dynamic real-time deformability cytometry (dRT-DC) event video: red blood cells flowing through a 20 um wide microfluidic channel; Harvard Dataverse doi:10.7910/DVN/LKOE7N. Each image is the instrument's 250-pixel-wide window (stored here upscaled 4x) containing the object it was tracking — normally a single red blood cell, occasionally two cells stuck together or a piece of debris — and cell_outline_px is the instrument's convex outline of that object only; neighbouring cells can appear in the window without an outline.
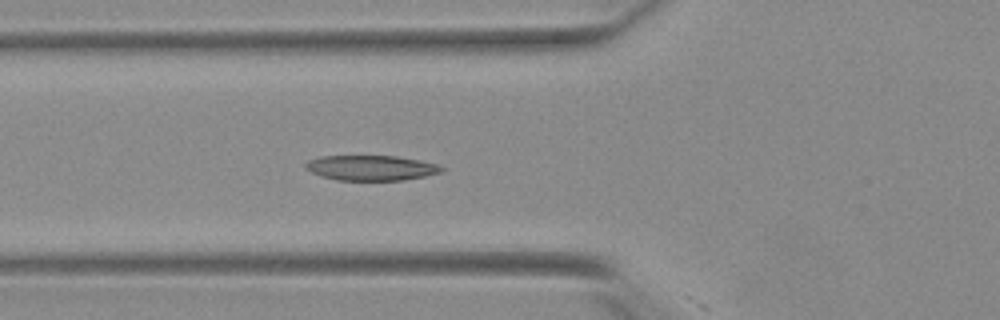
{"species": "Egyptian fruit bat (a non-hibernating species)", "species_latin": "Rousettus aegyptiacus", "temperature_condition": "warm", "stored_images_in_passage": 21, "camera_frame_rate_fps": 3000, "um_per_image_px": 0.085, "animal": {"sex": "female"}, "frame": {"image": 1, "passage_image": 20, "time_ms": 6.333, "image_size_px": [1000, 320], "cell_outline_px": [[444, 168], [440, 172], [424, 176], [404, 180], [336, 180], [320, 176], [304, 168], [304, 164], [308, 160], [320, 156], [396, 156], [420, 160], [436, 164]], "centroid_in_image_um": [31.49, 14.26], "position_along_channel_um": 94.3, "area_um2": 19.88}}